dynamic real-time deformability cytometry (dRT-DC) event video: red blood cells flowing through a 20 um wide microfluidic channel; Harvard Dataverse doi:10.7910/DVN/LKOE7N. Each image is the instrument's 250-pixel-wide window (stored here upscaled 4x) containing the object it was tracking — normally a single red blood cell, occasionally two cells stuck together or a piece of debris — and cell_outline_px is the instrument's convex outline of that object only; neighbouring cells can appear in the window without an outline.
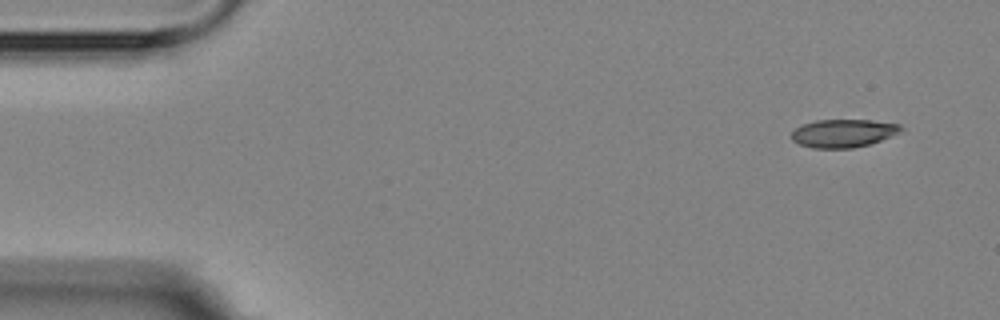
{"species": "Egyptian fruit bat (a non-hibernating species)", "species_latin": "Rousettus aegyptiacus", "temperature_condition": "room temperature", "stored_images_in_passage": 6, "camera_frame_rate_fps": 3000, "um_per_image_px": 0.085, "animal": {"sex": "female"}, "frame": {"image": 1, "passage_image": 1, "time_ms": 0.0, "image_size_px": [1000, 320], "cell_outline_px": [[904, 128], [880, 140], [868, 144], [852, 148], [812, 148], [800, 144], [792, 140], [792, 132], [796, 128], [804, 124], [816, 120], [872, 120], [900, 124]], "centroid_in_image_um": [71.65, 11.32], "position_along_channel_um": 13.4, "area_um2": 17.57}}
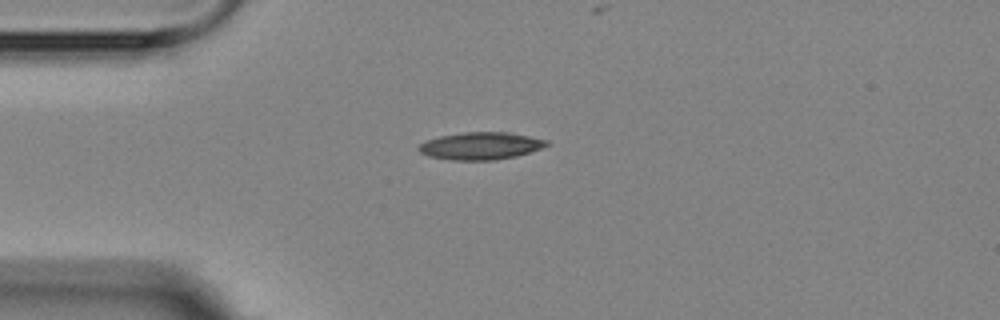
{"frame": {"image": 2, "passage_image": 4, "time_ms": 3.333, "image_size_px": [1000, 320], "cell_outline_px": [[548, 144], [540, 148], [516, 156], [492, 160], [448, 160], [428, 156], [420, 152], [416, 148], [420, 144], [428, 140], [440, 136], [464, 132], [508, 132], [548, 140]], "centroid_in_image_um": [40.81, 12.4], "position_along_channel_um": 44.2, "area_um2": 20.23}}
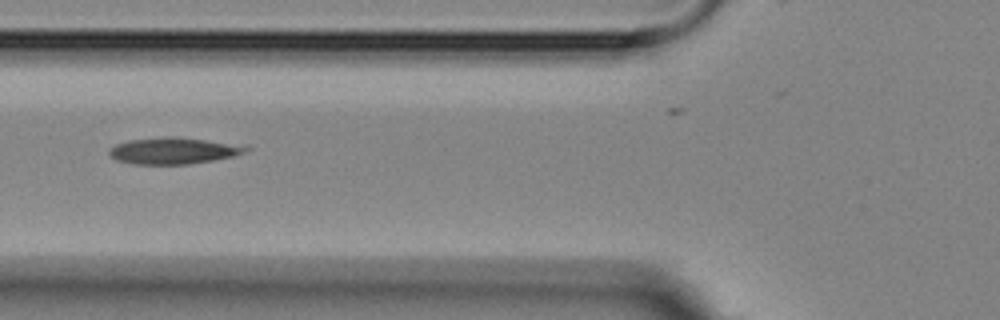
{"frame": {"image": 3, "passage_image": 6, "time_ms": 5.667, "image_size_px": [1000, 320], "cell_outline_px": [[252, 148], [244, 152], [232, 156], [212, 160], [188, 164], [132, 164], [116, 160], [108, 152], [108, 148], [116, 144], [128, 140], [168, 136], [172, 136], [248, 144]], "centroid_in_image_um": [14.79, 12.79], "position_along_channel_um": 111.0, "area_um2": 21.39}}